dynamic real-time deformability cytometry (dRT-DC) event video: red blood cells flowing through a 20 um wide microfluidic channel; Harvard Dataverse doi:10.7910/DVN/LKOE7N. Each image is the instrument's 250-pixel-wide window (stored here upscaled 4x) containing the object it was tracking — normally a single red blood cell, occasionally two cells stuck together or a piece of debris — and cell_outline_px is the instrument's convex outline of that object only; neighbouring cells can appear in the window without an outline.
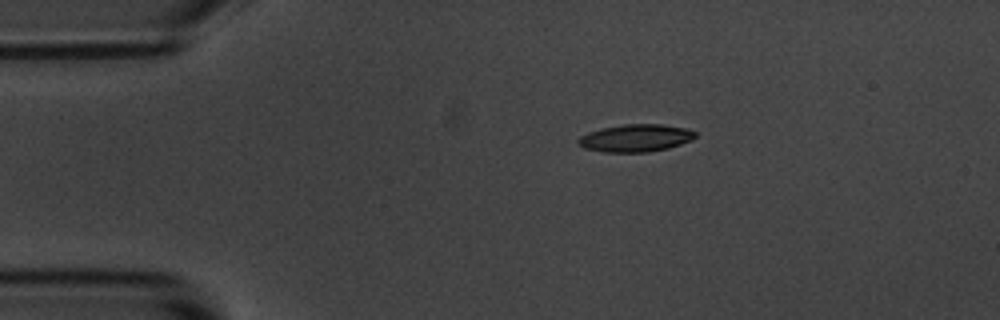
{"species": "common noctule bat (a hibernating species)", "species_latin": "Nyctalus noctula", "temperature_condition": "room temperature", "stored_images_in_passage": 5, "camera_frame_rate_fps": 3000, "um_per_image_px": 0.085, "animal": {"sex": "male", "body_mass_g": 20.1, "forearm_length_mm": 53.5}, "frame": {"image": 1, "passage_image": 3, "time_ms": 2.0, "image_size_px": [1000, 320], "cell_outline_px": [[696, 136], [692, 140], [668, 148], [648, 152], [604, 152], [584, 148], [576, 140], [580, 136], [588, 132], [600, 128], [624, 124], [664, 124], [684, 128], [696, 132]], "centroid_in_image_um": [54.01, 11.73], "position_along_channel_um": 31.0, "area_um2": 18.79}}
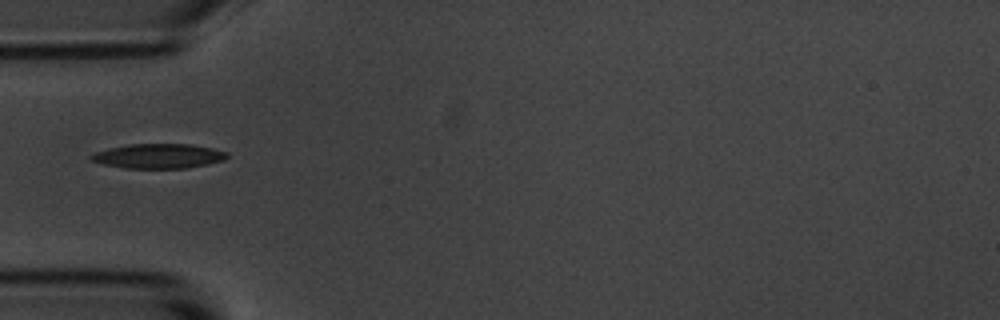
{"frame": {"image": 2, "passage_image": 5, "time_ms": 4.333, "image_size_px": [1000, 320], "cell_outline_px": [[228, 156], [224, 160], [188, 168], [124, 168], [104, 164], [92, 160], [88, 156], [96, 152], [108, 148], [128, 144], [192, 144], [212, 148], [228, 152]], "centroid_in_image_um": [13.48, 13.26], "position_along_channel_um": 71.5, "area_um2": 19.48}}